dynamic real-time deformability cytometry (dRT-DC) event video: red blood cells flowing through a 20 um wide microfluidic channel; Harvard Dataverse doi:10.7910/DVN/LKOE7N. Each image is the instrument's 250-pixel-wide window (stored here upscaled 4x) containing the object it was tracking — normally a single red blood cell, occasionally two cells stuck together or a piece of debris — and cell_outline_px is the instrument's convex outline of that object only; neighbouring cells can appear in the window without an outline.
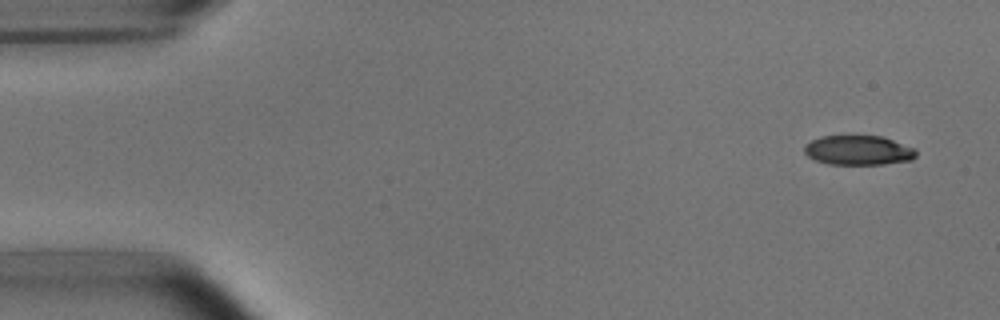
{"species": "common noctule bat (a hibernating species)", "species_latin": "Nyctalus noctula", "temperature_condition": "room temperature", "stored_images_in_passage": 5, "camera_frame_rate_fps": 3000, "um_per_image_px": 0.085, "animal": {"sex": "male", "body_mass_g": 15.6}, "frame": {"image": 1, "passage_image": 1, "time_ms": 0.0, "image_size_px": [1000, 320], "cell_outline_px": [[916, 156], [912, 160], [884, 164], [828, 164], [816, 160], [808, 156], [804, 152], [804, 144], [820, 136], [880, 136], [916, 148]], "centroid_in_image_um": [72.96, 12.77], "position_along_channel_um": 12.0, "area_um2": 19.25}}
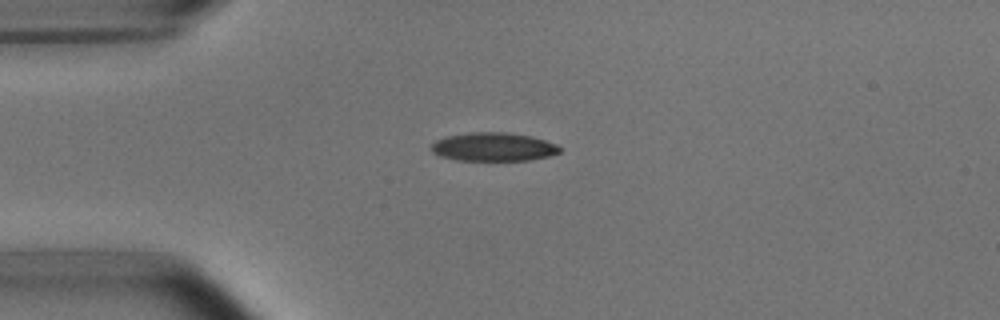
{"frame": {"image": 2, "passage_image": 4, "time_ms": 3.333, "image_size_px": [1000, 320], "cell_outline_px": [[560, 152], [548, 156], [528, 160], [456, 160], [440, 156], [432, 152], [432, 144], [436, 140], [444, 136], [472, 132], [508, 132], [528, 136], [544, 140], [556, 144], [560, 148]], "centroid_in_image_um": [41.9, 12.48], "position_along_channel_um": 43.1, "area_um2": 21.21}}